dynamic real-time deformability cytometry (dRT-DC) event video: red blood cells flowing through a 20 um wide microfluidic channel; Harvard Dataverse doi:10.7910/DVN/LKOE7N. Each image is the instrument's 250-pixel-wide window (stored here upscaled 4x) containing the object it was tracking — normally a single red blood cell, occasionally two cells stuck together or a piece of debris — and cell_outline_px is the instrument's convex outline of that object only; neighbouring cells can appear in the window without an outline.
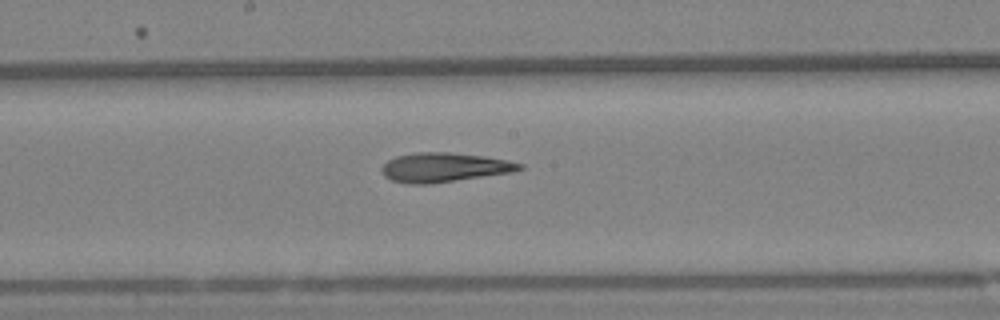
{"species": "Egyptian fruit bat (a non-hibernating species)", "species_latin": "Rousettus aegyptiacus", "temperature_condition": "warm", "stored_images_in_passage": 6, "segment_of_instrument_passage": [2, 2], "camera_frame_rate_fps": 3000, "um_per_image_px": 0.085, "animal": {"sex": "female"}, "frame": {"image": 1, "passage_image": 6, "time_ms": 1.667, "image_size_px": [1000, 320], "cell_outline_px": [[524, 168], [512, 172], [428, 184], [408, 184], [392, 180], [384, 176], [380, 172], [380, 168], [388, 160], [396, 156], [416, 152], [448, 152], [484, 156], [524, 164]], "centroid_in_image_um": [37.7, 14.22], "position_along_channel_um": 210.5, "area_um2": 23.41}}